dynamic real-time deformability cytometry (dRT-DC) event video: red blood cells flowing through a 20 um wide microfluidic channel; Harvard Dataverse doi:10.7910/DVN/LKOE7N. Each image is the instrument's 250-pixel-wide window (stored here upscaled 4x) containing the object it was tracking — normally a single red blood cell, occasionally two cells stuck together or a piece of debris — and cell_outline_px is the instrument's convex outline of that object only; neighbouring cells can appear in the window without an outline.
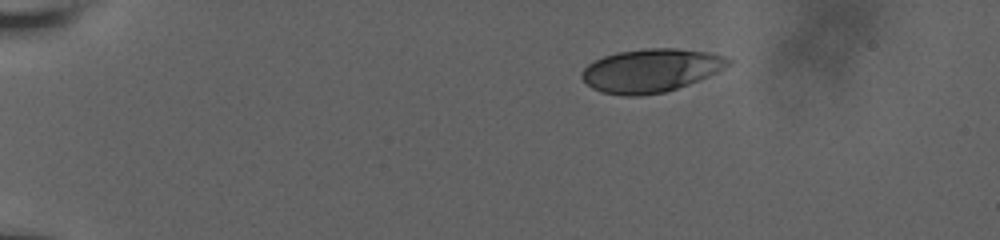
{"species": "human", "species_latin": "Homo sapiens", "temperature_condition": "room temperature", "stored_images_in_passage": 19, "camera_frame_rate_fps": 3000, "um_per_image_px": 0.085, "donor": {"sex": "male"}, "frame": {"image": 1, "passage_image": 1, "time_ms": 0.0, "image_size_px": [1000, 240], "cell_outline_px": [[732, 64], [708, 76], [688, 84], [664, 92], [636, 96], [624, 96], [600, 92], [592, 88], [580, 76], [580, 72], [588, 64], [604, 56], [616, 52], [644, 48], [676, 48], [708, 52], [724, 56], [732, 60]], "centroid_in_image_um": [55.31, 5.98], "position_along_channel_um": 29.7, "area_um2": 36.99}}
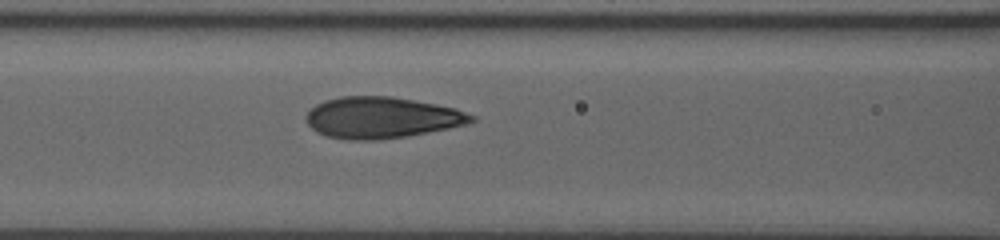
{"frame": {"image": 2, "passage_image": 14, "time_ms": 5.333, "image_size_px": [1000, 240], "cell_outline_px": [[476, 120], [464, 124], [448, 128], [404, 136], [376, 140], [352, 140], [328, 136], [316, 132], [308, 124], [304, 116], [316, 104], [324, 100], [340, 96], [392, 96], [436, 104], [456, 108], [476, 116]], "centroid_in_image_um": [32.42, 9.98], "position_along_channel_um": 134.2, "area_um2": 39.59}}
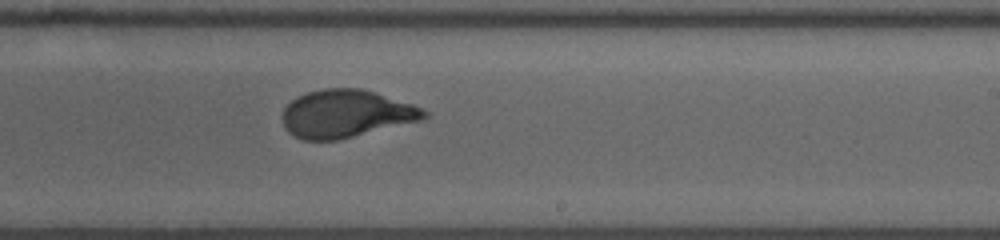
{"frame": {"image": 3, "passage_image": 19, "time_ms": 8.667, "image_size_px": [1000, 240], "cell_outline_px": [[428, 116], [420, 120], [336, 140], [304, 140], [288, 132], [284, 128], [284, 108], [296, 96], [308, 92], [324, 88], [360, 88], [376, 92], [412, 104], [428, 112]], "centroid_in_image_um": [29.39, 9.65], "position_along_channel_um": 259.6, "area_um2": 38.9}}